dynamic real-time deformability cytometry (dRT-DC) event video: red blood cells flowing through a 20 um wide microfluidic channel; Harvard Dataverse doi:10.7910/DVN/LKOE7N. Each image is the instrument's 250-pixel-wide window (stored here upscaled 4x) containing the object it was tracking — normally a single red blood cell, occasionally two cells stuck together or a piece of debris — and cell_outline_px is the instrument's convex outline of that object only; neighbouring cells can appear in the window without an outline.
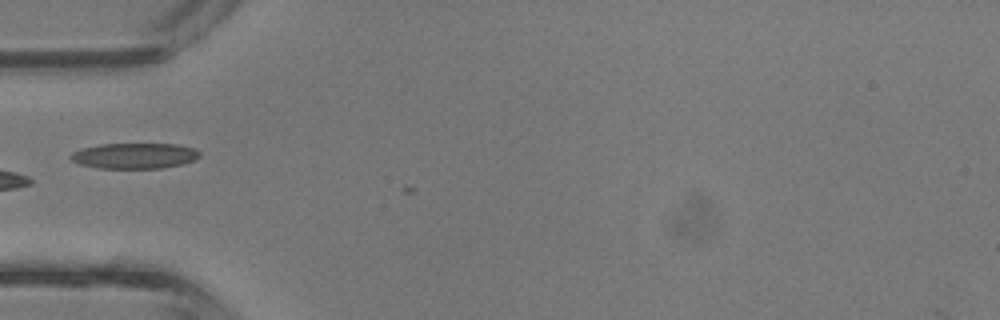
{"species": "common noctule bat (a hibernating species)", "species_latin": "Nyctalus noctula", "temperature_condition": "room temperature", "stored_images_in_passage": 21, "camera_frame_rate_fps": 3000, "um_per_image_px": 0.085, "animal": {"sex": "male", "body_mass_g": 13.3}, "frame": {"image": 1, "passage_image": 1, "time_ms": 0.0, "image_size_px": [1000, 320], "cell_outline_px": [[200, 156], [196, 160], [184, 164], [160, 168], [100, 168], [80, 164], [72, 160], [68, 156], [72, 152], [80, 148], [100, 144], [176, 144], [196, 148], [200, 152]], "centroid_in_image_um": [11.46, 13.24], "position_along_channel_um": 73.5, "area_um2": 19.42}}